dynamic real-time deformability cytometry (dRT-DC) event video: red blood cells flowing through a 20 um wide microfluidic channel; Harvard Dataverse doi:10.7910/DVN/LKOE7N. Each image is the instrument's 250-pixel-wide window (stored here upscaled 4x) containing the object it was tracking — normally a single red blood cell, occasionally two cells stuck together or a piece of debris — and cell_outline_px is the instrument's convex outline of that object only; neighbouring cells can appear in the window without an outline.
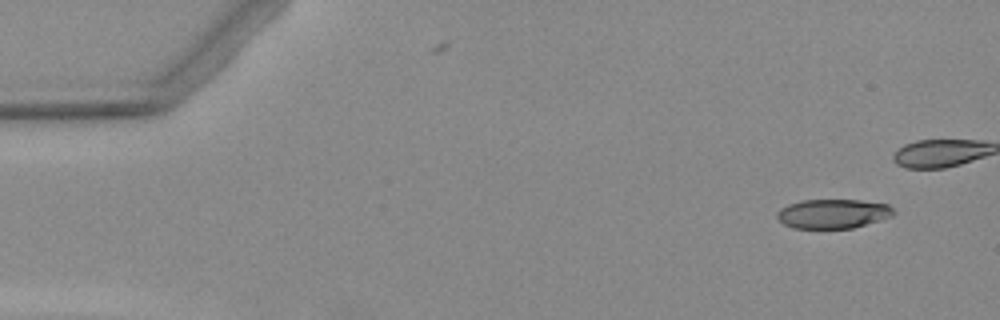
{"species": "Egyptian fruit bat (a non-hibernating species)", "species_latin": "Rousettus aegyptiacus", "temperature_condition": "warm", "stored_images_in_passage": 5, "camera_frame_rate_fps": 3000, "um_per_image_px": 0.085, "animal": {"sex": "female"}, "frame": {"image": 1, "passage_image": 1, "time_ms": 0.0, "image_size_px": [1000, 320], "cell_outline_px": [[896, 212], [892, 216], [880, 220], [852, 228], [792, 228], [784, 224], [776, 216], [776, 212], [780, 208], [788, 204], [800, 200], [860, 200], [888, 204]], "centroid_in_image_um": [70.79, 18.16], "position_along_channel_um": 14.2, "area_um2": 19.94}}
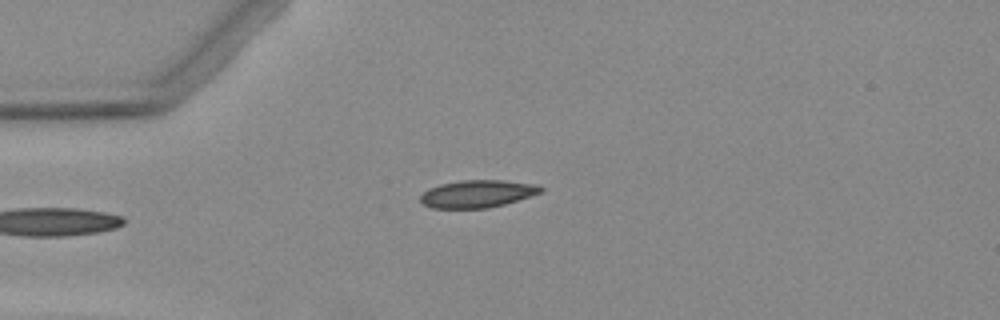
{"frame": {"image": 2, "passage_image": 5, "time_ms": 4.667, "image_size_px": [1000, 320], "cell_outline_px": [[544, 192], [504, 204], [488, 208], [432, 208], [424, 204], [420, 200], [420, 196], [428, 188], [440, 184], [460, 180], [500, 180], [540, 184], [544, 188]], "centroid_in_image_um": [40.62, 16.46], "position_along_channel_um": 44.4, "area_um2": 19.42}}